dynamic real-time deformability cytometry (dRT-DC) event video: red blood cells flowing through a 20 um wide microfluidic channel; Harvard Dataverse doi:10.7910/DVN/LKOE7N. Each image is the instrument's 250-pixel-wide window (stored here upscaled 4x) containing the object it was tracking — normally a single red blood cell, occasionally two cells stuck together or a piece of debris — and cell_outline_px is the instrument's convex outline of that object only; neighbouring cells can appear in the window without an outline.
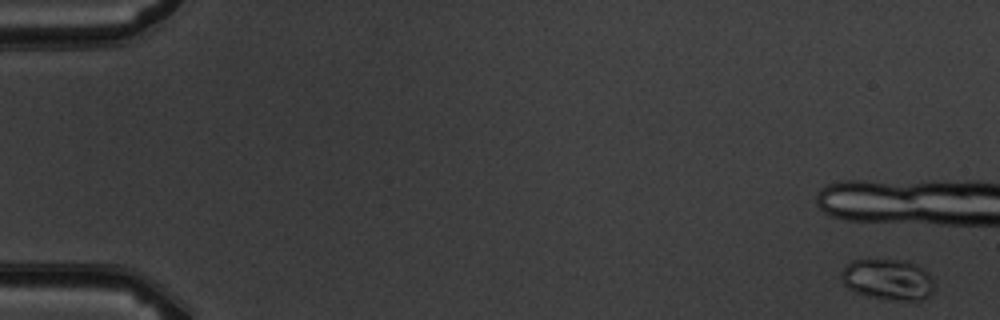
{"species": "common noctule bat (a hibernating species)", "species_latin": "Nyctalus noctula", "temperature_condition": "warm", "stored_images_in_passage": 4, "camera_frame_rate_fps": 3000, "um_per_image_px": 0.085, "animal": {"sex": "male", "body_mass_g": 19.5, "forearm_length_mm": 54.6}, "frame": {"image": 1, "passage_image": 1, "time_ms": 0.0, "image_size_px": [1000, 320], "cell_outline_px": [[936, 288], [932, 296], [920, 300], [888, 300], [868, 296], [856, 292], [848, 288], [844, 284], [840, 276], [840, 272], [852, 260], [908, 260], [916, 264], [928, 272]], "centroid_in_image_um": [75.51, 23.77], "position_along_channel_um": 9.5, "area_um2": 22.48}}